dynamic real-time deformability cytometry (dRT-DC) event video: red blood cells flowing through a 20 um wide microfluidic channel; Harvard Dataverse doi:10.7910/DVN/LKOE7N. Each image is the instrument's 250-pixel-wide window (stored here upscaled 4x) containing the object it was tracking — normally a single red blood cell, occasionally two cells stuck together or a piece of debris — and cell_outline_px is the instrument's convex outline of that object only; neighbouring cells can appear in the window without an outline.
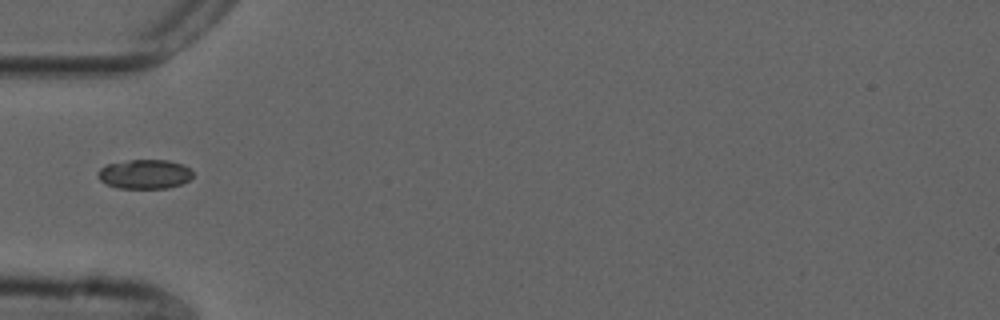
{"species": "common noctule bat (a hibernating species)", "species_latin": "Nyctalus noctula", "temperature_condition": "cold", "stored_images_in_passage": 38, "camera_frame_rate_fps": 3000, "um_per_image_px": 0.085, "animal": {"sex": "male", "forearm_length_mm": 52.5}, "frame": {"image": 1, "passage_image": 1, "time_ms": 0.0, "image_size_px": [1000, 320], "cell_outline_px": [[192, 176], [188, 180], [180, 184], [168, 188], [120, 188], [108, 184], [100, 180], [96, 172], [100, 168], [108, 164], [128, 160], [168, 160], [184, 164], [192, 172]], "centroid_in_image_um": [12.29, 14.79], "position_along_channel_um": 72.7, "area_um2": 16.13}}
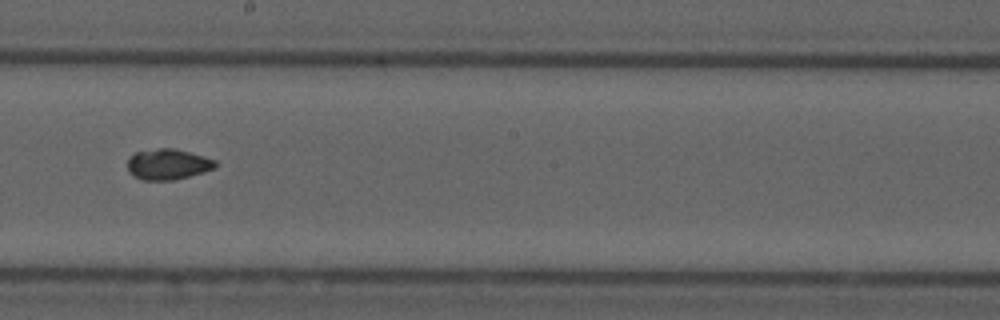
{"frame": {"image": 2, "passage_image": 14, "time_ms": 4.333, "image_size_px": [1000, 320], "cell_outline_px": [[216, 168], [204, 172], [172, 180], [144, 180], [128, 172], [128, 160], [136, 152], [156, 148], [172, 148], [204, 156], [216, 160]], "centroid_in_image_um": [14.29, 13.96], "position_along_channel_um": 233.9, "area_um2": 15.55}}
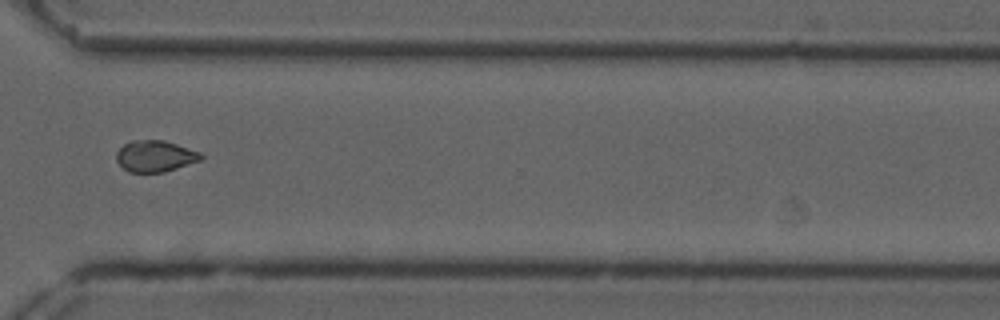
{"frame": {"image": 3, "passage_image": 24, "time_ms": 7.667, "image_size_px": [1000, 320], "cell_outline_px": [[204, 156], [200, 160], [164, 172], [128, 172], [116, 160], [116, 152], [124, 144], [132, 140], [164, 140], [200, 152]], "centroid_in_image_um": [13.17, 13.26], "position_along_channel_um": 357.4, "area_um2": 15.32}, "authors_computed_cell_mechanics": {"area_um2": 15.7505, "velocity_mm_per_s": 3.7113, "shape_relaxation_time_tau1_ms": null, "shape_relaxation_time_tau2_ms": 2.8866, "deformation_change_tau1": null, "deformation_change_tau2": 0.0626}}